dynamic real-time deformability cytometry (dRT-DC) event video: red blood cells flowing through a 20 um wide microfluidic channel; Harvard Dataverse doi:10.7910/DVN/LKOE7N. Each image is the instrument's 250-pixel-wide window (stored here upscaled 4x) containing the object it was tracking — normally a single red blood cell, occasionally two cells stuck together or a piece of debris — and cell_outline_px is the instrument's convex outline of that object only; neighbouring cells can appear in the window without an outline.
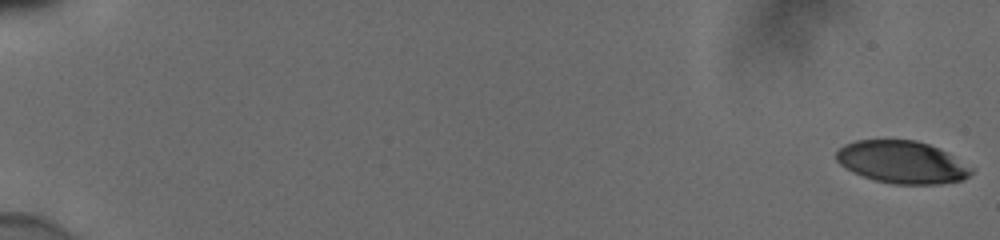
{"species": "human", "species_latin": "Homo sapiens", "temperature_condition": "cold", "stored_images_in_passage": 56, "camera_frame_rate_fps": 3000, "um_per_image_px": 0.085, "donor": {"sex": "male"}, "frame": {"image": 1, "passage_image": 1, "time_ms": 0.0, "image_size_px": [1000, 240], "cell_outline_px": [[976, 168], [964, 180], [940, 184], [892, 184], [876, 180], [852, 172], [840, 164], [836, 160], [836, 152], [844, 144], [856, 140], [916, 140], [928, 144]], "centroid_in_image_um": [76.68, 13.79], "position_along_channel_um": 8.3, "area_um2": 33.29}}
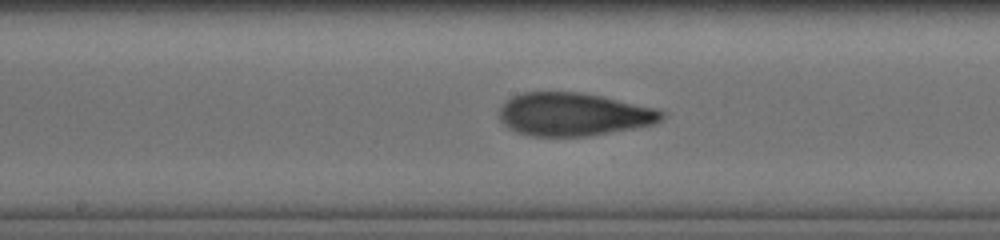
{"frame": {"image": 2, "passage_image": 32, "time_ms": 10.333, "image_size_px": [1000, 240], "cell_outline_px": [[664, 120], [652, 124], [632, 128], [588, 136], [528, 136], [516, 132], [508, 128], [500, 120], [500, 108], [512, 96], [524, 92], [576, 92], [600, 96], [656, 108], [664, 112]], "centroid_in_image_um": [48.73, 9.72], "position_along_channel_um": 199.5, "area_um2": 40.52}}
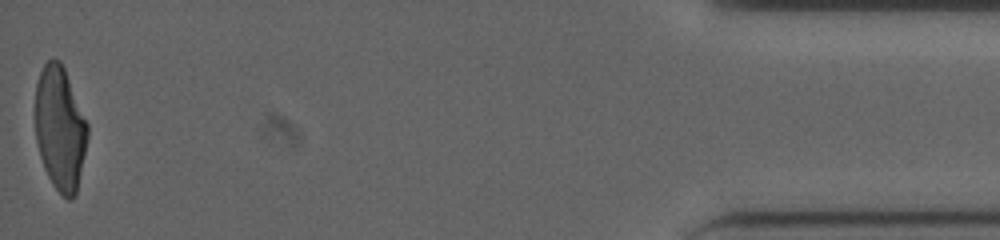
{"frame": {"image": 3, "passage_image": 56, "time_ms": 18.333, "image_size_px": [1000, 240], "cell_outline_px": [[88, 136], [76, 192], [72, 200], [68, 200], [52, 184], [44, 168], [40, 156], [36, 140], [36, 84], [40, 72], [44, 64], [48, 60], [60, 60], [64, 68], [88, 124]], "centroid_in_image_um": [5.1, 10.91], "position_along_channel_um": 430.1, "area_um2": 37.28}, "authors_computed_cell_mechanics": {"area_um2": 39.1017, "velocity_mm_per_s": 3.8691, "shape_relaxation_time_tau1_ms": 5.5263, "shape_relaxation_time_tau2_ms": 2.0142, "deformation_change_tau1": 0.2107, "deformation_change_tau2": 0.0924}}